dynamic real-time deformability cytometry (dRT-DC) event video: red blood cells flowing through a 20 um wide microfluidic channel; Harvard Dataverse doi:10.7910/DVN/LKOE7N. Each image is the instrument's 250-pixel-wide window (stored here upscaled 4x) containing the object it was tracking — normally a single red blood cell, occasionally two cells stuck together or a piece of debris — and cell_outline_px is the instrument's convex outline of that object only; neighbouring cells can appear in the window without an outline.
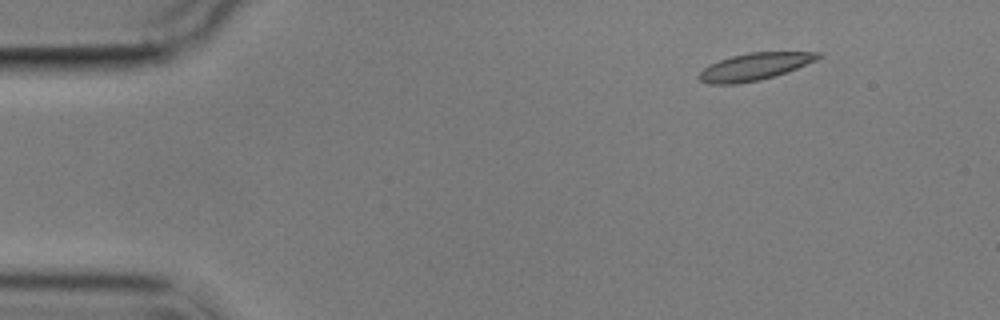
{"species": "common noctule bat (a hibernating species)", "species_latin": "Nyctalus noctula", "temperature_condition": "cold", "stored_images_in_passage": 5, "segment_of_instrument_passage": [2, 2], "camera_frame_rate_fps": 3000, "um_per_image_px": 0.085, "animal": {"sex": "male", "body_mass_g": 17.9}, "frame": {"image": 1, "passage_image": 5, "time_ms": 6.0, "image_size_px": [1000, 320], "cell_outline_px": [[824, 56], [816, 60], [796, 68], [760, 80], [736, 84], [708, 84], [700, 80], [696, 76], [708, 64], [732, 56], [748, 52], [820, 52]], "centroid_in_image_um": [64.1, 5.66], "position_along_channel_um": 20.9, "area_um2": 18.73}}